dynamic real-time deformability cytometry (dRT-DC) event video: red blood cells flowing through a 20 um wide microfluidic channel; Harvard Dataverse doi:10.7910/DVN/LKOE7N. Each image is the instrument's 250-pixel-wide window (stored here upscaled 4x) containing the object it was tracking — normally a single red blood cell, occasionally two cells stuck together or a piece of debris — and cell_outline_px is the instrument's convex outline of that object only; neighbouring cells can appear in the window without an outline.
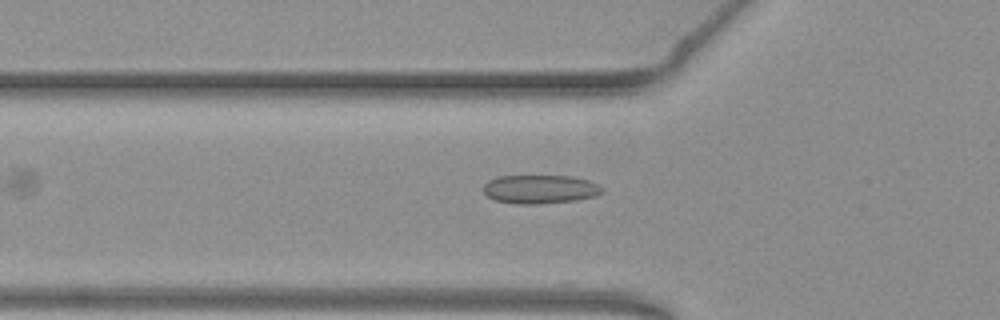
{"species": "common noctule bat (a hibernating species)", "species_latin": "Nyctalus noctula", "temperature_condition": "warm", "stored_images_in_passage": 53, "camera_frame_rate_fps": 3000, "um_per_image_px": 0.085, "animal": {"sex": "female", "body_mass_g": 19.3, "forearm_length_mm": 54.1}, "frame": {"image": 1, "passage_image": 18, "time_ms": 5.667, "image_size_px": [1000, 320], "cell_outline_px": [[604, 192], [596, 196], [576, 200], [536, 204], [516, 204], [496, 200], [488, 196], [484, 192], [484, 184], [488, 180], [496, 176], [572, 176], [588, 180], [600, 184], [604, 188]], "centroid_in_image_um": [45.94, 16.08], "position_along_channel_um": 79.9, "area_um2": 20.0}}
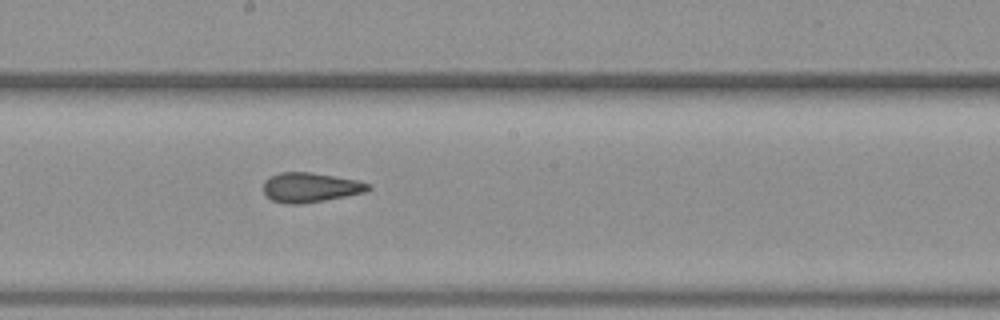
{"frame": {"image": 2, "passage_image": 29, "time_ms": 9.333, "image_size_px": [1000, 320], "cell_outline_px": [[372, 188], [364, 192], [324, 200], [300, 204], [284, 204], [272, 200], [264, 192], [264, 180], [280, 172], [312, 172], [336, 176], [356, 180], [372, 184]], "centroid_in_image_um": [26.38, 15.92], "position_along_channel_um": 221.8, "area_um2": 18.03}}
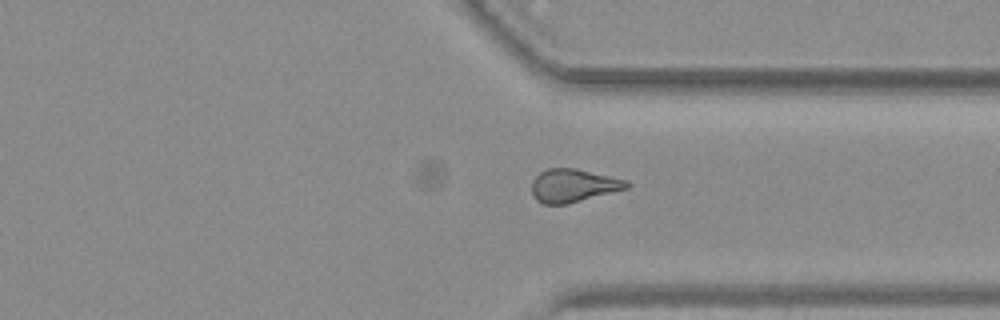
{"frame": {"image": 3, "passage_image": 40, "time_ms": 13.0, "image_size_px": [1000, 320], "cell_outline_px": [[632, 184], [628, 188], [568, 204], [544, 204], [536, 200], [532, 192], [532, 180], [540, 172], [548, 168], [576, 168], [628, 180]], "centroid_in_image_um": [48.75, 15.77], "position_along_channel_um": 362.7, "area_um2": 18.44}, "authors_computed_cell_mechanics": {"area_um2": 19.9988, "velocity_mm_per_s": 3.8465, "shape_relaxation_time_tau1_ms": null, "shape_relaxation_time_tau2_ms": 1.9205, "deformation_change_tau1": null, "deformation_change_tau2": 0.084}}